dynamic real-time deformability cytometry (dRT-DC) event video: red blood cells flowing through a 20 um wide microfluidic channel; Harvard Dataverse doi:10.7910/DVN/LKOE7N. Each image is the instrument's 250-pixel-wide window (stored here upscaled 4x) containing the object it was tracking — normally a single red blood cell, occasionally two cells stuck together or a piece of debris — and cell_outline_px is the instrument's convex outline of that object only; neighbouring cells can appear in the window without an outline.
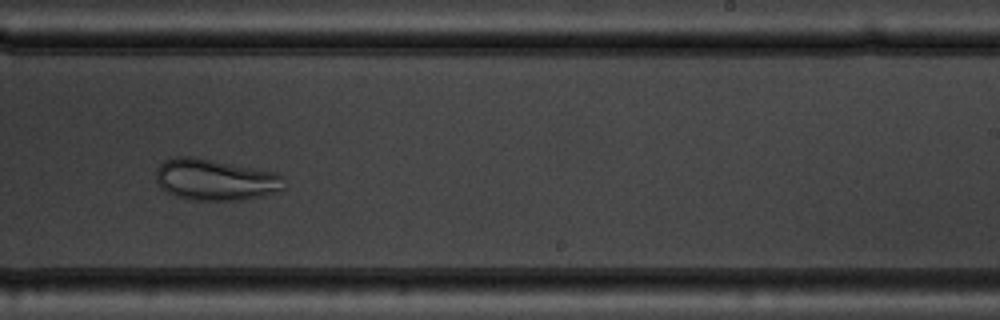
{"species": "common noctule bat (a hibernating species)", "species_latin": "Nyctalus noctula", "temperature_condition": "warm", "stored_images_in_passage": 50, "camera_frame_rate_fps": 3000, "um_per_image_px": 0.085, "animal": {"sex": "male", "body_mass_g": 19.5, "forearm_length_mm": 54.6}, "frame": {"image": 1, "passage_image": 30, "time_ms": 9.667, "image_size_px": [1000, 320], "cell_outline_px": [[284, 188], [260, 196], [240, 200], [192, 200], [176, 196], [160, 188], [156, 180], [156, 168], [164, 160], [176, 156], [188, 156], [212, 160], [276, 172], [284, 176]], "centroid_in_image_um": [18.26, 15.27], "position_along_channel_um": 270.7, "area_um2": 30.75}}
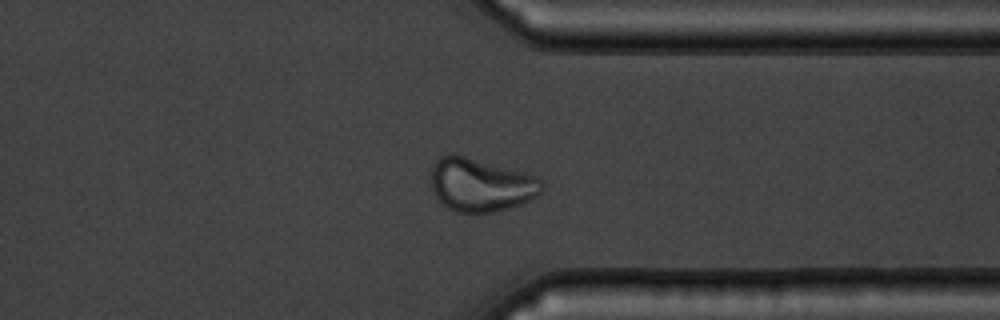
{"frame": {"image": 2, "passage_image": 38, "time_ms": 12.333, "image_size_px": [1000, 320], "cell_outline_px": [[544, 188], [536, 196], [520, 204], [496, 212], [456, 212], [448, 208], [436, 196], [432, 188], [432, 164], [440, 156], [452, 152], [536, 176], [544, 184]], "centroid_in_image_um": [40.85, 15.7], "position_along_channel_um": 370.6, "area_um2": 34.22}}
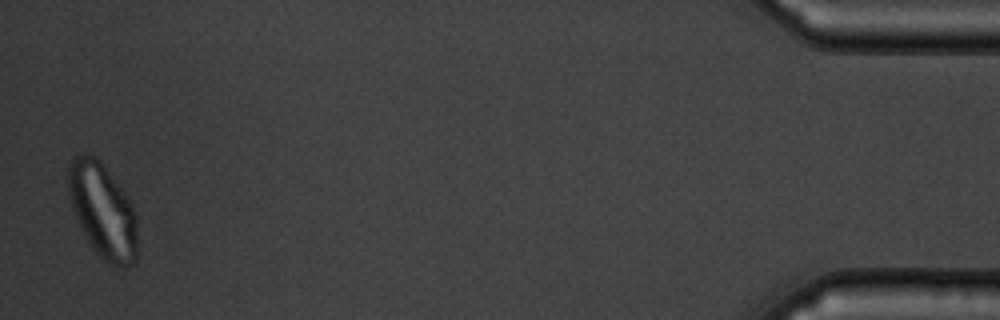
{"frame": {"image": 3, "passage_image": 49, "time_ms": 16.0, "image_size_px": [1000, 320], "cell_outline_px": [[136, 260], [128, 268], [112, 268], [92, 248], [80, 228], [68, 192], [68, 168], [72, 156], [88, 152], [100, 160], [124, 192], [132, 204], [136, 216]], "centroid_in_image_um": [8.73, 17.93], "position_along_channel_um": 426.5, "area_um2": 38.32}}